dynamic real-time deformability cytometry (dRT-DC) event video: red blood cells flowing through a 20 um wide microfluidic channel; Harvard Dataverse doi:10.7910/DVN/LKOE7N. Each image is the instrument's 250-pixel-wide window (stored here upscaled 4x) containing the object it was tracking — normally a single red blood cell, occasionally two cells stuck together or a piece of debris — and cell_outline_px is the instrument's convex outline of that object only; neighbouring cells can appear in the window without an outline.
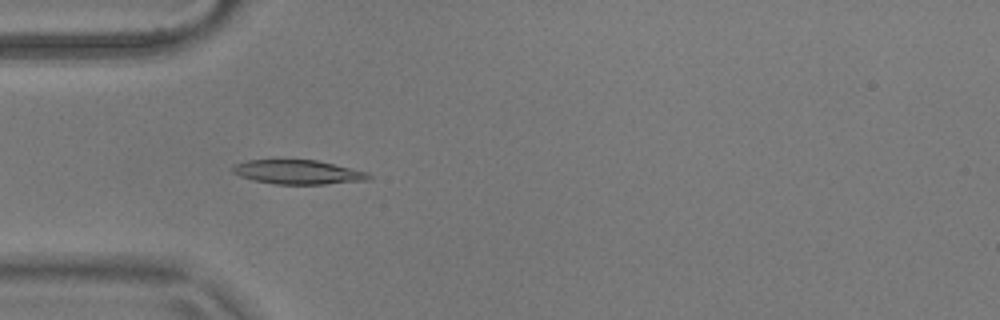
{"species": "common noctule bat (a hibernating species)", "species_latin": "Nyctalus noctula", "temperature_condition": "warm", "stored_images_in_passage": 47, "camera_frame_rate_fps": 3000, "um_per_image_px": 0.085, "animal": {"sex": "male", "body_mass_g": 17.9}, "frame": {"image": 1, "passage_image": 9, "time_ms": 2.667, "image_size_px": [1000, 320], "cell_outline_px": [[372, 176], [368, 180], [324, 184], [276, 184], [252, 180], [240, 176], [232, 172], [232, 168], [236, 164], [248, 160], [316, 160], [368, 172]], "centroid_in_image_um": [25.33, 14.63], "position_along_channel_um": 59.7, "area_um2": 19.02}}
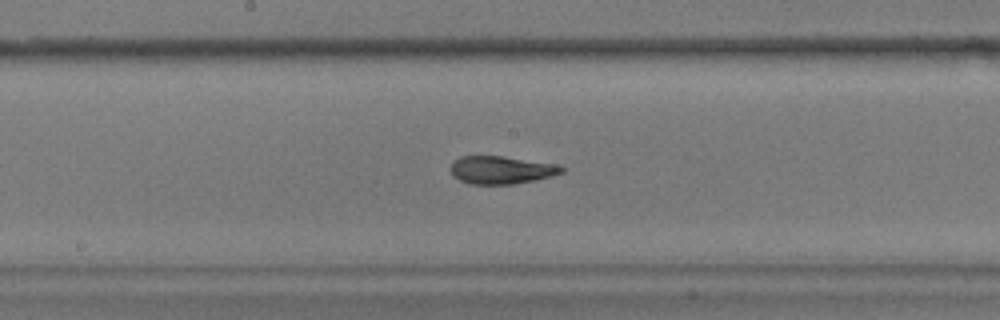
{"frame": {"image": 2, "passage_image": 21, "time_ms": 6.667, "image_size_px": [1000, 320], "cell_outline_px": [[564, 172], [552, 176], [512, 184], [472, 184], [460, 180], [452, 176], [448, 168], [452, 160], [460, 156], [500, 156], [556, 164], [564, 168]], "centroid_in_image_um": [42.53, 14.44], "position_along_channel_um": 205.7, "area_um2": 18.03}}
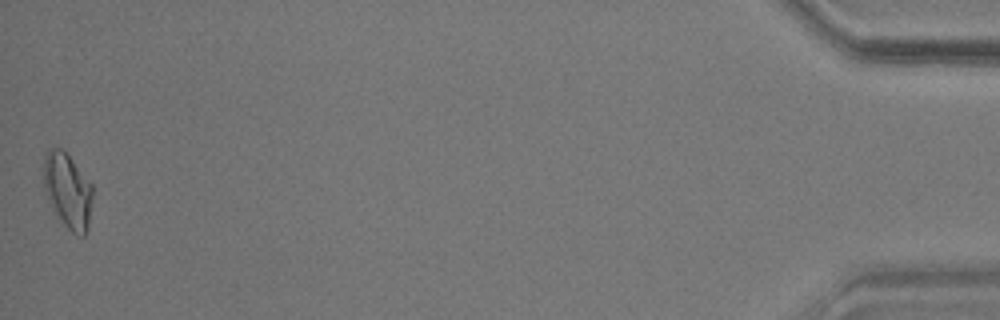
{"frame": {"image": 3, "passage_image": 47, "time_ms": 15.333, "image_size_px": [1000, 320], "cell_outline_px": [[92, 196], [88, 228], [84, 236], [76, 236], [52, 212], [44, 188], [44, 156], [52, 148], [60, 148], [72, 160], [92, 184]], "centroid_in_image_um": [5.75, 16.26], "position_along_channel_um": 429.5, "area_um2": 21.33}, "authors_computed_cell_mechanics": {"area_um2": 18.5538, "velocity_mm_per_s": 3.6834, "shape_relaxation_time_tau1_ms": 7.1234, "shape_relaxation_time_tau2_ms": 2.3627, "deformation_change_tau1": 0.2073, "deformation_change_tau2": 0.0826}}